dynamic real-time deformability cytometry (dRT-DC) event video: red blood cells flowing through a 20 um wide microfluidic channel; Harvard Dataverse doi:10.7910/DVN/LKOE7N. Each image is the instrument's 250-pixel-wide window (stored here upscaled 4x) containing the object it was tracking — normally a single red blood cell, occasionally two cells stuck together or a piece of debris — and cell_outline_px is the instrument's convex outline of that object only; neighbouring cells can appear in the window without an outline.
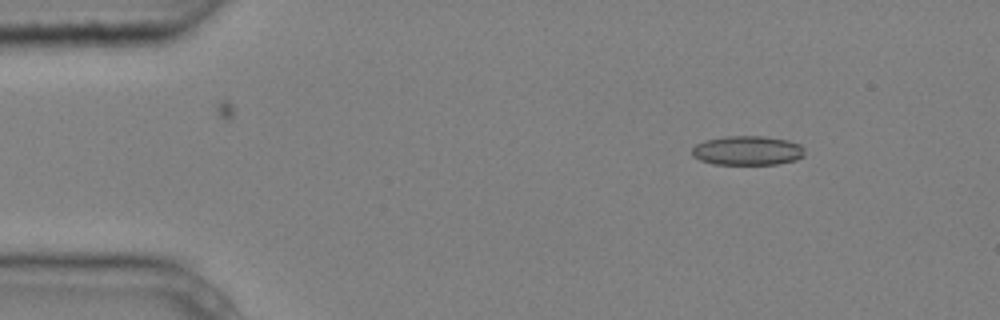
{"species": "common noctule bat (a hibernating species)", "species_latin": "Nyctalus noctula", "temperature_condition": "cold", "stored_images_in_passage": 3, "camera_frame_rate_fps": 3000, "um_per_image_px": 0.085, "animal": {"sex": "male", "body_mass_g": 20.4}, "frame": {"image": 1, "passage_image": 1, "time_ms": 0.0, "image_size_px": [1000, 320], "cell_outline_px": [[804, 156], [796, 160], [776, 164], [712, 164], [700, 160], [692, 156], [692, 148], [696, 144], [704, 140], [728, 136], [764, 136], [788, 140], [800, 144], [804, 148]], "centroid_in_image_um": [63.53, 12.79], "position_along_channel_um": 21.5, "area_um2": 19.36}}
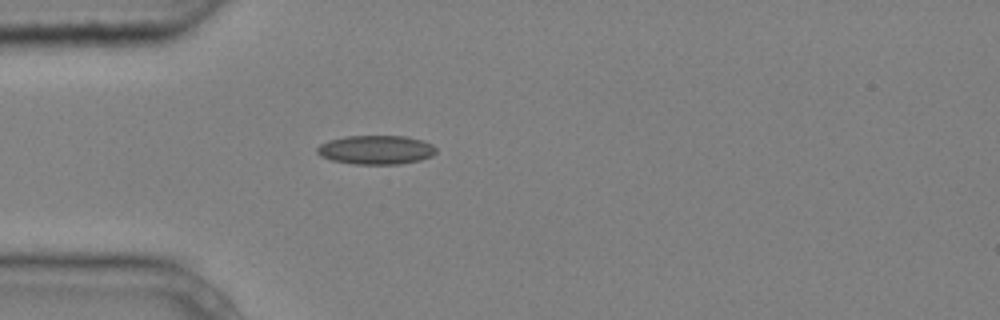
{"frame": {"image": 2, "passage_image": 3, "time_ms": 0.667, "image_size_px": [1000, 320], "cell_outline_px": [[436, 152], [432, 156], [420, 160], [400, 164], [352, 164], [332, 160], [320, 156], [316, 152], [316, 148], [320, 144], [328, 140], [344, 136], [404, 136], [424, 140], [432, 144], [436, 148]], "centroid_in_image_um": [31.95, 12.73], "position_along_channel_um": 53.0, "area_um2": 20.29}}